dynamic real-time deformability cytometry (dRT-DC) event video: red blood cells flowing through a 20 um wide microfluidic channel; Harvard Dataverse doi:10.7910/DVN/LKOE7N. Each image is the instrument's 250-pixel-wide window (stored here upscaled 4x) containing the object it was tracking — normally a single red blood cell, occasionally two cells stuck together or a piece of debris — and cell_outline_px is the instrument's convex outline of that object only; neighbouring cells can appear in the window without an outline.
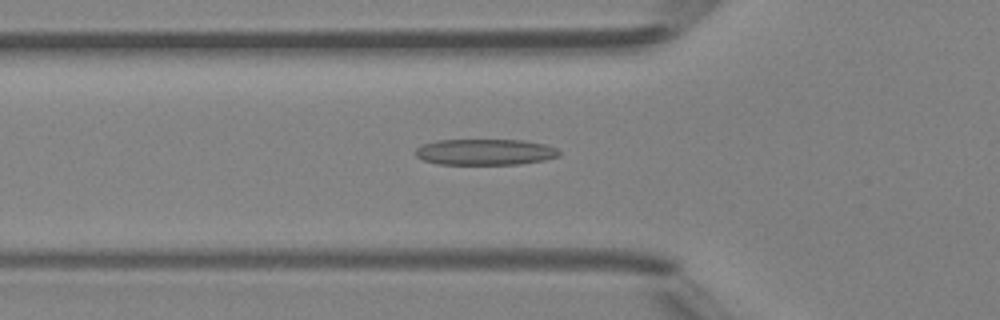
{"species": "Egyptian fruit bat (a non-hibernating species)", "species_latin": "Rousettus aegyptiacus", "temperature_condition": "room temperature", "stored_images_in_passage": 48, "camera_frame_rate_fps": 3000, "um_per_image_px": 0.085, "animal": {"sex": "female"}, "frame": {"image": 1, "passage_image": 17, "time_ms": 5.333, "image_size_px": [1000, 320], "cell_outline_px": [[560, 156], [544, 160], [520, 164], [436, 164], [424, 160], [416, 156], [416, 148], [420, 144], [436, 140], [524, 140], [544, 144], [556, 148], [560, 152]], "centroid_in_image_um": [41.22, 12.92], "position_along_channel_um": 84.6, "area_um2": 21.91}}
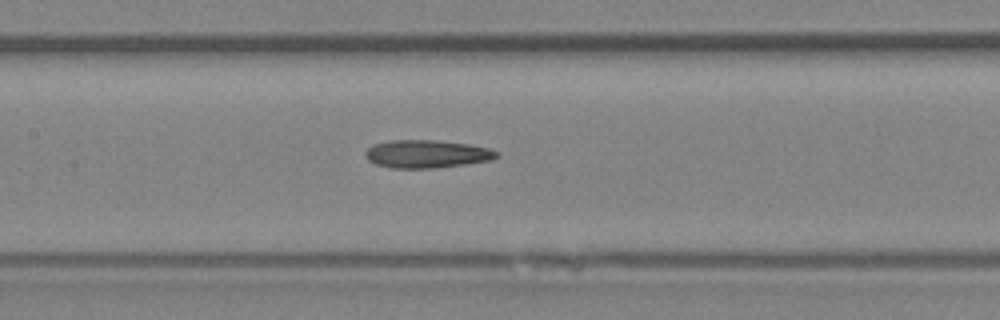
{"frame": {"image": 2, "passage_image": 23, "time_ms": 7.333, "image_size_px": [1000, 320], "cell_outline_px": [[500, 156], [492, 160], [464, 164], [432, 168], [392, 168], [376, 164], [368, 160], [364, 152], [372, 144], [392, 140], [436, 140], [468, 144], [488, 148], [500, 152]], "centroid_in_image_um": [36.28, 13.08], "position_along_channel_um": 171.1, "area_um2": 21.39}}
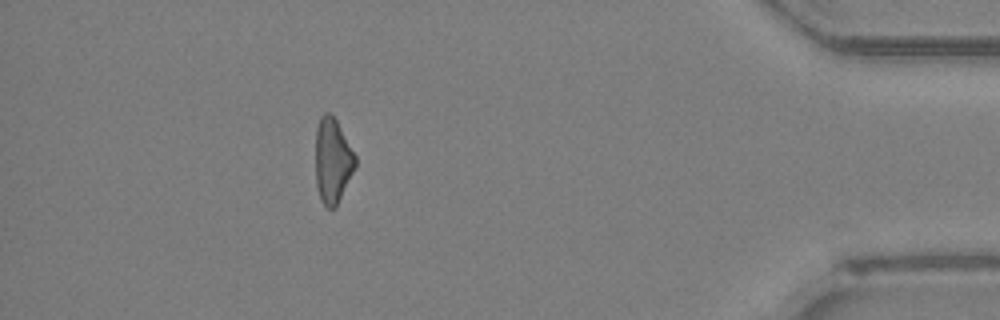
{"frame": {"image": 3, "passage_image": 43, "time_ms": 14.0, "image_size_px": [1000, 320], "cell_outline_px": [[356, 164], [336, 208], [328, 208], [320, 200], [316, 184], [316, 128], [320, 116], [324, 112], [328, 112], [336, 120], [356, 156]], "centroid_in_image_um": [28.25, 13.66], "position_along_channel_um": 406.9, "area_um2": 19.54}, "authors_computed_cell_mechanics": {"area_um2": 21.097, "velocity_mm_per_s": 4.3333, "shape_relaxation_time_tau1_ms": 8.1106, "shape_relaxation_time_tau2_ms": 5.6608, "deformation_change_tau1": 0.1941, "deformation_change_tau2": 0.2018}}